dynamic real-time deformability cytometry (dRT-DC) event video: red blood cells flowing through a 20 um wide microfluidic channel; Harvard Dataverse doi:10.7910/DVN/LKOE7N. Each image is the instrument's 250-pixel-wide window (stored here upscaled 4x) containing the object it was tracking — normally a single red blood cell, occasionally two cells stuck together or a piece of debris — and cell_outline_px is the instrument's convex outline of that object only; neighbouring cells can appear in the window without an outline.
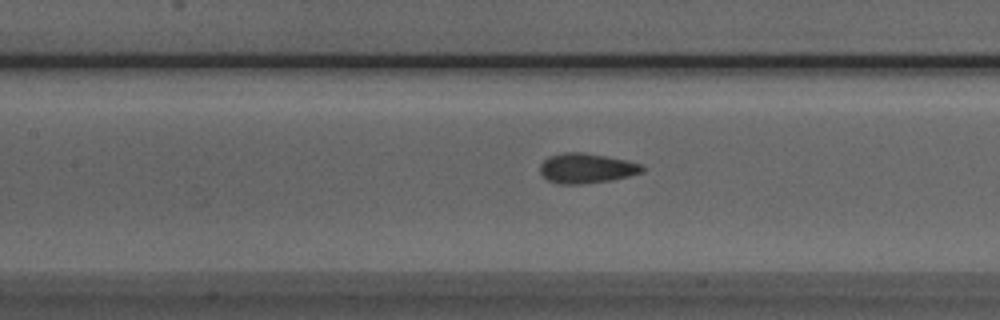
{"species": "Egyptian fruit bat (a non-hibernating species)", "species_latin": "Rousettus aegyptiacus", "temperature_condition": "room temperature", "stored_images_in_passage": 43, "camera_frame_rate_fps": 3000, "um_per_image_px": 0.085, "animal": {"sex": "male"}, "frame": {"image": 1, "passage_image": 21, "time_ms": 6.667, "image_size_px": [1000, 320], "cell_outline_px": [[648, 168], [644, 172], [612, 180], [580, 184], [560, 184], [548, 180], [540, 172], [540, 164], [548, 156], [564, 152], [580, 152], [628, 160], [640, 164]], "centroid_in_image_um": [49.87, 14.3], "position_along_channel_um": 157.5, "area_um2": 17.86}}
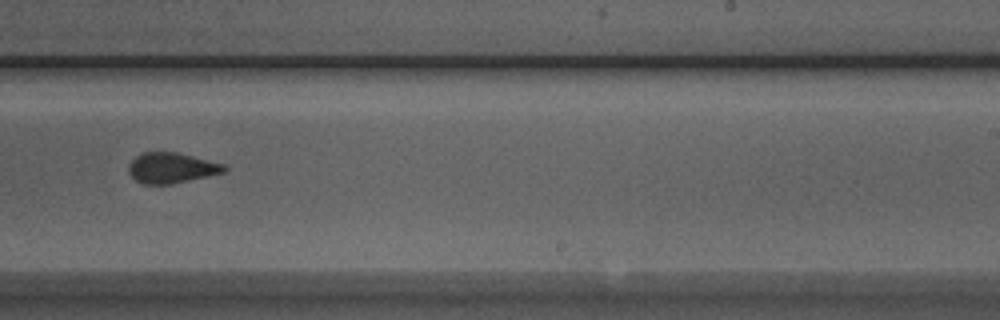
{"frame": {"image": 2, "passage_image": 30, "time_ms": 9.667, "image_size_px": [1000, 320], "cell_outline_px": [[228, 168], [224, 172], [208, 176], [172, 184], [144, 184], [136, 180], [128, 172], [128, 164], [136, 156], [144, 152], [176, 152], [224, 164]], "centroid_in_image_um": [14.56, 14.27], "position_along_channel_um": 274.4, "area_um2": 16.88}}
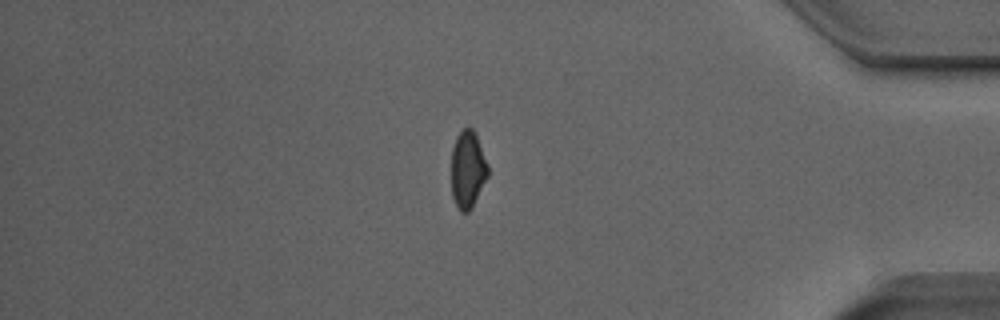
{"frame": {"image": 3, "passage_image": 42, "time_ms": 13.667, "image_size_px": [1000, 320], "cell_outline_px": [[488, 176], [472, 208], [468, 212], [460, 212], [452, 196], [452, 148], [456, 136], [464, 128], [472, 128], [476, 136], [488, 164]], "centroid_in_image_um": [39.75, 14.43], "position_along_channel_um": 395.4, "area_um2": 16.36}}